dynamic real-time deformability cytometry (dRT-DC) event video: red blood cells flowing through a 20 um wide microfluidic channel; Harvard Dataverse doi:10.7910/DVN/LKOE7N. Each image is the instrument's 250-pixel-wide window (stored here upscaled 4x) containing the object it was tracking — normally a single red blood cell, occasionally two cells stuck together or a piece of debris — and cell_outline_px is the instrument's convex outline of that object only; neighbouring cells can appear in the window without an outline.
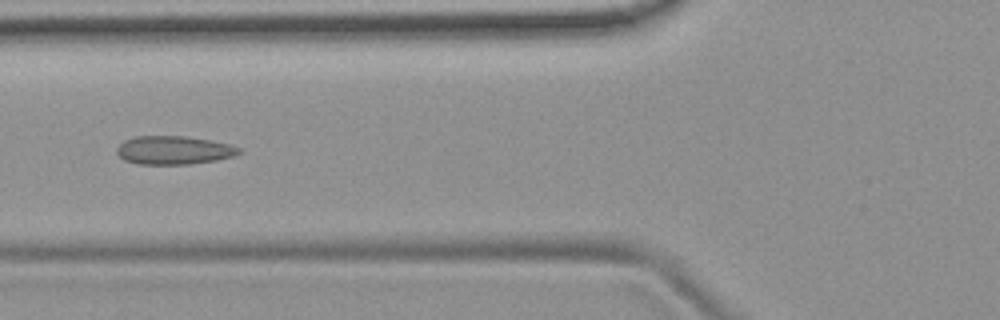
{"species": "common noctule bat (a hibernating species)", "species_latin": "Nyctalus noctula", "temperature_condition": "room temperature", "stored_images_in_passage": 40, "camera_frame_rate_fps": 3000, "um_per_image_px": 0.085, "animal": {"sex": "female", "body_mass_g": 19.9}, "frame": {"image": 1, "passage_image": 7, "time_ms": 2.0, "image_size_px": [1000, 320], "cell_outline_px": [[240, 152], [236, 156], [216, 160], [188, 164], [136, 164], [124, 160], [116, 152], [116, 148], [124, 140], [136, 136], [184, 136], [232, 144], [240, 148]], "centroid_in_image_um": [14.77, 12.77], "position_along_channel_um": 111.0, "area_um2": 20.29}}
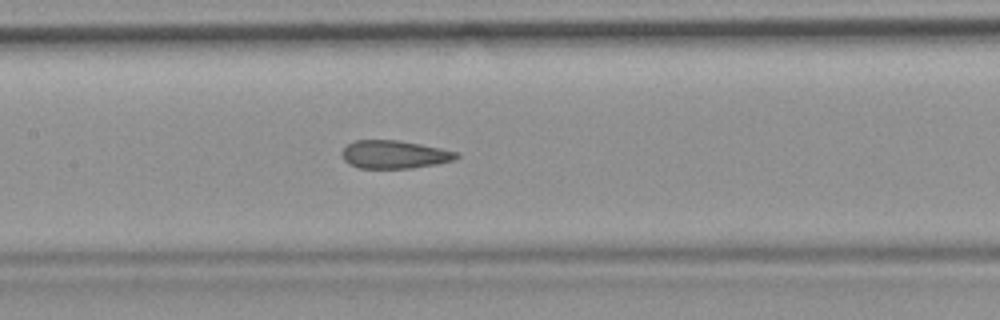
{"frame": {"image": 2, "passage_image": 12, "time_ms": 3.667, "image_size_px": [1000, 320], "cell_outline_px": [[460, 156], [452, 160], [436, 164], [412, 168], [360, 168], [348, 164], [344, 160], [340, 152], [348, 144], [356, 140], [400, 140], [460, 152]], "centroid_in_image_um": [33.51, 13.13], "position_along_channel_um": 173.9, "area_um2": 18.79}, "authors_computed_cell_mechanics": {"area_um2": 19.5653, "velocity_mm_per_s": 3.7719, "shape_relaxation_time_tau1_ms": null, "shape_relaxation_time_tau2_ms": 1.5599, "deformation_change_tau1": null, "deformation_change_tau2": 0.0809}}